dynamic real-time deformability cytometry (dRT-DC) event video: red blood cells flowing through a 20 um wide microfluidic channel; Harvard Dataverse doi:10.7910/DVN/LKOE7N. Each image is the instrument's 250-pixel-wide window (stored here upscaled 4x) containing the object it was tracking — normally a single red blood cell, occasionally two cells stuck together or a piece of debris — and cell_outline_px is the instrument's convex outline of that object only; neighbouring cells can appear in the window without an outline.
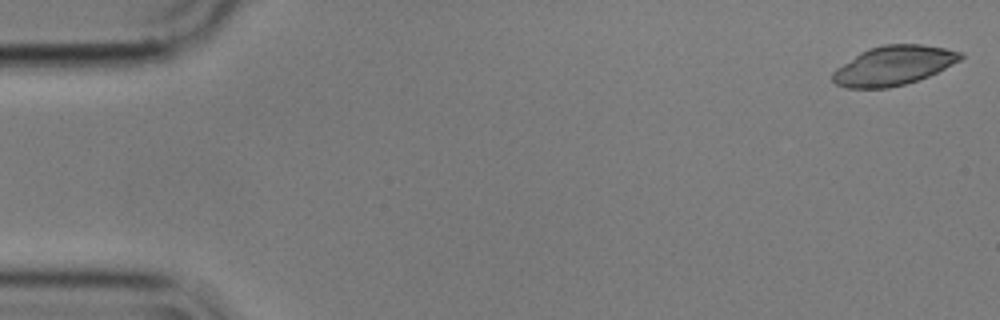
{"species": "common noctule bat (a hibernating species)", "species_latin": "Nyctalus noctula", "temperature_condition": "cold", "stored_images_in_passage": 15, "camera_frame_rate_fps": 3000, "um_per_image_px": 0.085, "animal": {"sex": "male", "body_mass_g": 17.9}, "frame": {"image": 1, "passage_image": 1, "time_ms": 0.0, "image_size_px": [1000, 320], "cell_outline_px": [[964, 56], [960, 60], [928, 76], [904, 84], [888, 88], [848, 88], [836, 84], [832, 80], [832, 72], [836, 68], [860, 52], [868, 48], [884, 44], [920, 44], [944, 48], [964, 52]], "centroid_in_image_um": [75.93, 5.56], "position_along_channel_um": 9.1, "area_um2": 29.19}}